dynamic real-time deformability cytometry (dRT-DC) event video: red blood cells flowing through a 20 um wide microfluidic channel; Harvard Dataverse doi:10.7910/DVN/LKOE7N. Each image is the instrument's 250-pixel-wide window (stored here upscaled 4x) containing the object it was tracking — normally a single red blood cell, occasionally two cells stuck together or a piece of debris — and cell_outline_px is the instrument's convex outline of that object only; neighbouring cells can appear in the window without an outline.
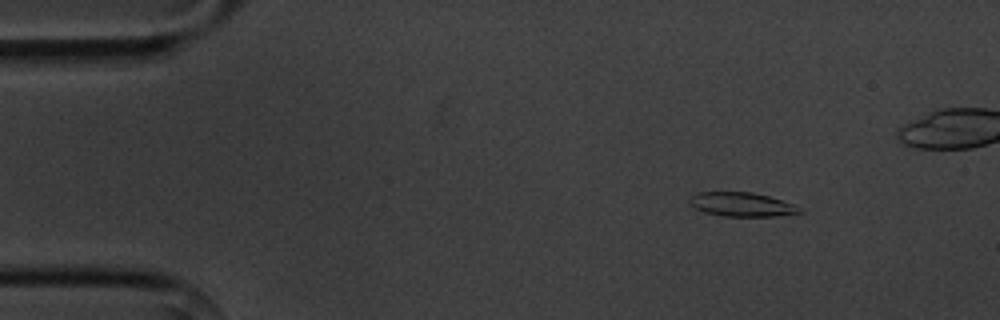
{"species": "common noctule bat (a hibernating species)", "species_latin": "Nyctalus noctula", "temperature_condition": "cold", "stored_images_in_passage": 5, "camera_frame_rate_fps": 3000, "um_per_image_px": 0.085, "animal": {"sex": "male", "body_mass_g": 20.1, "forearm_length_mm": 53.5}, "frame": {"image": 1, "passage_image": 2, "time_ms": 1.0, "image_size_px": [1000, 320], "cell_outline_px": [[804, 212], [776, 216], [724, 216], [704, 212], [696, 208], [688, 200], [692, 196], [700, 192], [752, 192], [768, 196], [792, 204]], "centroid_in_image_um": [63.04, 17.38], "position_along_channel_um": 22.0, "area_um2": 15.09}}